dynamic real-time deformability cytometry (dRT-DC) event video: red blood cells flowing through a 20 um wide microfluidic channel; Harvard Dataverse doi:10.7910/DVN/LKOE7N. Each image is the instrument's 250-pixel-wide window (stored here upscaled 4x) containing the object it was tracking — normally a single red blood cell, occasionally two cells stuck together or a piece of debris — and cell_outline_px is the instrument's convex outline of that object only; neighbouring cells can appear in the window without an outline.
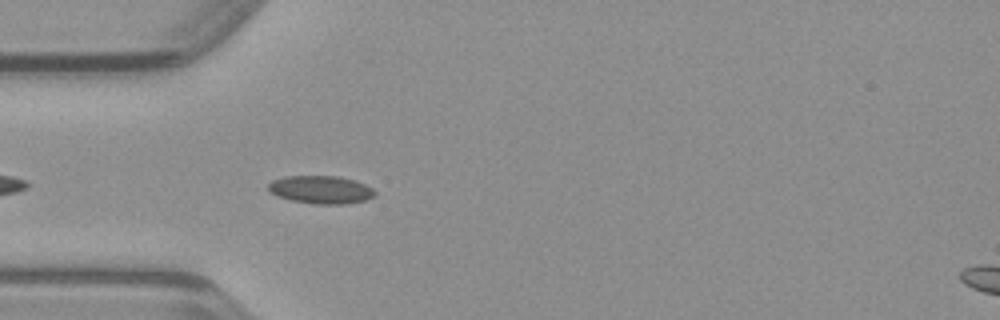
{"species": "common noctule bat (a hibernating species)", "species_latin": "Nyctalus noctula", "temperature_condition": "warm", "stored_images_in_passage": 24, "camera_frame_rate_fps": 3000, "um_per_image_px": 0.085, "animal": {"sex": "male", "body_mass_g": 23.1, "forearm_length_mm": 52.7}, "frame": {"image": 1, "passage_image": 3, "time_ms": 0.667, "image_size_px": [1000, 320], "cell_outline_px": [[376, 196], [364, 200], [348, 204], [316, 204], [292, 200], [268, 192], [268, 184], [272, 180], [284, 176], [340, 176], [364, 184], [372, 188], [376, 192]], "centroid_in_image_um": [27.27, 16.12], "position_along_channel_um": 57.7, "area_um2": 17.34}}
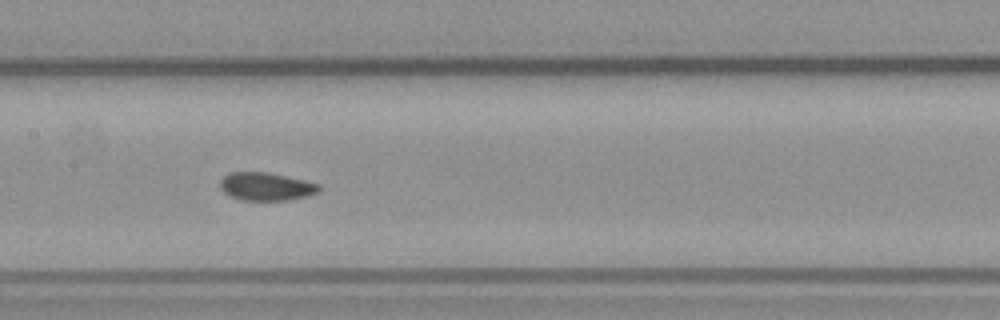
{"frame": {"image": 2, "passage_image": 12, "time_ms": 3.667, "image_size_px": [1000, 320], "cell_outline_px": [[320, 192], [308, 196], [288, 200], [244, 200], [232, 196], [224, 192], [220, 188], [220, 180], [224, 176], [232, 172], [268, 172], [304, 180], [320, 184]], "centroid_in_image_um": [22.65, 15.85], "position_along_channel_um": 184.7, "area_um2": 16.13}}
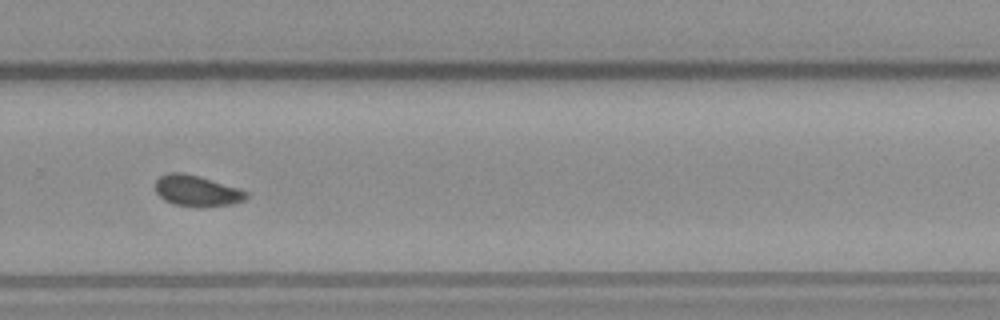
{"frame": {"image": 3, "passage_image": 21, "time_ms": 6.667, "image_size_px": [1000, 320], "cell_outline_px": [[248, 196], [244, 200], [232, 204], [172, 204], [164, 200], [156, 192], [156, 180], [160, 176], [168, 172], [184, 172], [240, 188], [248, 192]], "centroid_in_image_um": [16.71, 16.16], "position_along_channel_um": 313.1, "area_um2": 15.78}}